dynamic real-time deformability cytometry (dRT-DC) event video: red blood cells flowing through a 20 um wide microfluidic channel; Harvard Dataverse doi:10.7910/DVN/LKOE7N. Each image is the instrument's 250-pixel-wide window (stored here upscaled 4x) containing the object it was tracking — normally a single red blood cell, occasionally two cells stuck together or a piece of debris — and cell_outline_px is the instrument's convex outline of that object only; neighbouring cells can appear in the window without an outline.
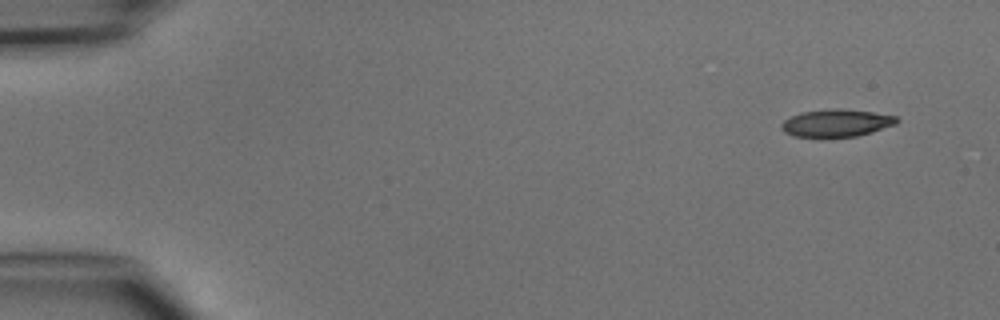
{"species": "common noctule bat (a hibernating species)", "species_latin": "Nyctalus noctula", "temperature_condition": "cold", "stored_images_in_passage": 4, "camera_frame_rate_fps": 3000, "um_per_image_px": 0.085, "animal": {"sex": "male", "body_mass_g": 15.6}, "frame": {"image": 1, "passage_image": 1, "time_ms": 0.0, "image_size_px": [1000, 320], "cell_outline_px": [[900, 120], [896, 124], [872, 132], [856, 136], [820, 140], [796, 136], [784, 132], [780, 128], [780, 124], [784, 120], [800, 112], [836, 108], [872, 112], [896, 116]], "centroid_in_image_um": [71.05, 10.5], "position_along_channel_um": 14.0, "area_um2": 19.07}}
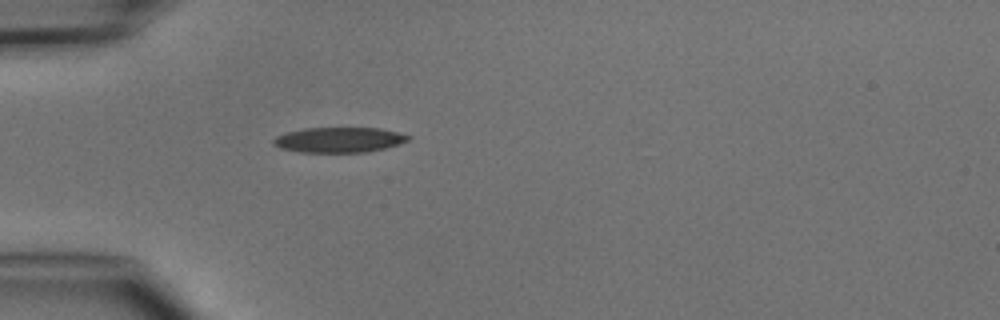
{"frame": {"image": 2, "passage_image": 4, "time_ms": 3.667, "image_size_px": [1000, 320], "cell_outline_px": [[412, 136], [408, 140], [400, 144], [368, 152], [300, 152], [280, 148], [272, 144], [272, 140], [276, 136], [288, 132], [304, 128], [380, 128]], "centroid_in_image_um": [28.81, 11.89], "position_along_channel_um": 56.2, "area_um2": 19.77}}